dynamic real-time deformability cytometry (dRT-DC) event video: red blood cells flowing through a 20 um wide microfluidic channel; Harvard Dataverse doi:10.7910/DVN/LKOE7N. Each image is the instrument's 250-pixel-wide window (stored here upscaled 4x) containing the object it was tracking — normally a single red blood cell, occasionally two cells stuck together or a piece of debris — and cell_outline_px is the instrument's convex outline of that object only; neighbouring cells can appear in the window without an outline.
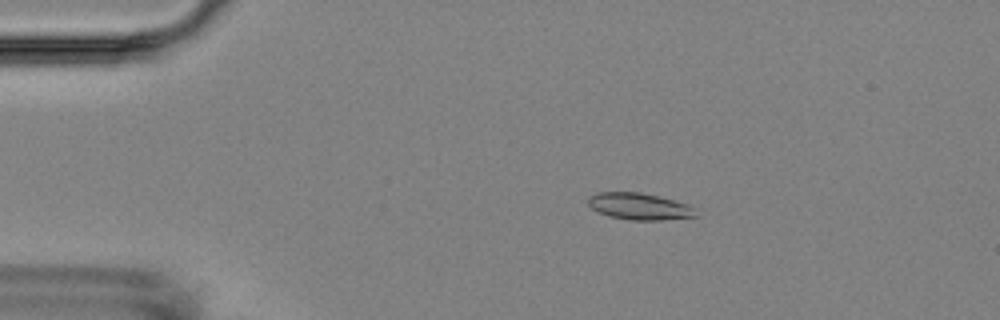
{"species": "Egyptian fruit bat (a non-hibernating species)", "species_latin": "Rousettus aegyptiacus", "temperature_condition": "room temperature", "stored_images_in_passage": 4, "camera_frame_rate_fps": 3000, "um_per_image_px": 0.085, "animal": {"sex": "female"}, "frame": {"image": 1, "passage_image": 4, "time_ms": 3.333, "image_size_px": [1000, 320], "cell_outline_px": [[696, 216], [664, 220], [628, 220], [608, 216], [592, 208], [588, 204], [588, 196], [596, 192], [640, 192], [688, 204], [696, 208]], "centroid_in_image_um": [54.33, 17.54], "position_along_channel_um": 30.7, "area_um2": 16.76}}